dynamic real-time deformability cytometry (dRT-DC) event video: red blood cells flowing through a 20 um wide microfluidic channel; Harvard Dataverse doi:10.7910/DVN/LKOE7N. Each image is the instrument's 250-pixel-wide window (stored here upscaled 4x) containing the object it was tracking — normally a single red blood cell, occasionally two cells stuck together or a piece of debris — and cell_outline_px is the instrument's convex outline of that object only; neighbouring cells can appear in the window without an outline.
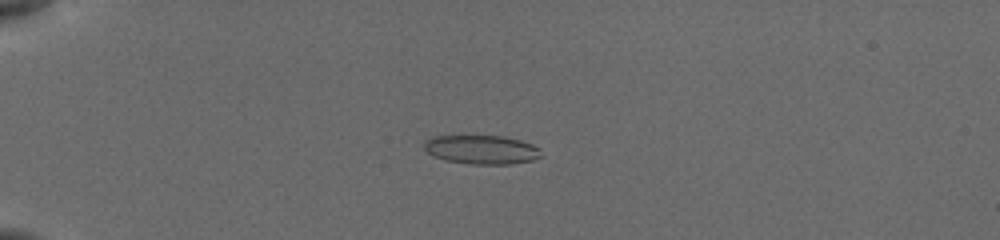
{"species": "common noctule bat (a hibernating species)", "species_latin": "Nyctalus noctula", "temperature_condition": "cold", "stored_images_in_passage": 20, "camera_frame_rate_fps": 3000, "um_per_image_px": 0.085, "animal": {"sex": "female", "body_mass_g": 19.5, "forearm_length_mm": 54.1}, "frame": {"image": 1, "passage_image": 10, "time_ms": 5.0, "image_size_px": [1000, 240], "cell_outline_px": [[544, 156], [532, 160], [512, 164], [468, 164], [444, 160], [428, 152], [424, 148], [424, 144], [432, 136], [504, 136], [520, 140], [532, 144], [540, 148]], "centroid_in_image_um": [41.0, 12.72], "position_along_channel_um": 44.0, "area_um2": 19.77}}
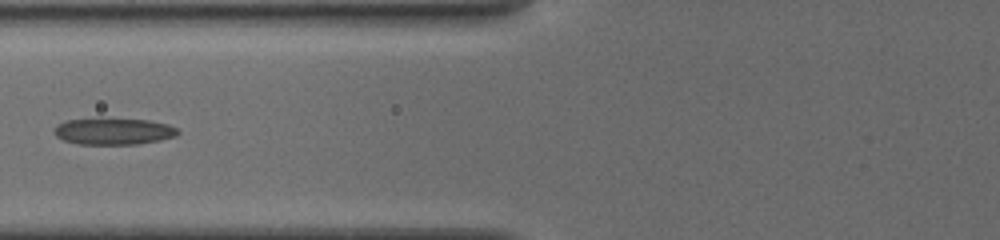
{"frame": {"image": 2, "passage_image": 16, "time_ms": 8.0, "image_size_px": [1000, 240], "cell_outline_px": [[180, 132], [176, 136], [160, 140], [140, 144], [76, 144], [64, 140], [56, 136], [52, 132], [64, 120], [100, 116], [148, 120], [168, 124], [176, 128]], "centroid_in_image_um": [9.63, 11.13], "position_along_channel_um": 116.2, "area_um2": 19.88}}
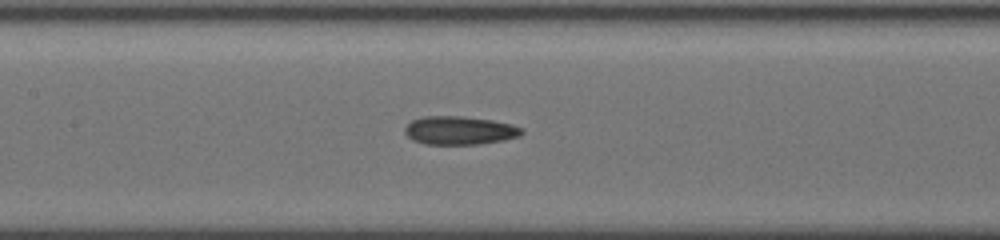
{"frame": {"image": 3, "passage_image": 19, "time_ms": 9.333, "image_size_px": [1000, 240], "cell_outline_px": [[524, 132], [520, 136], [504, 140], [480, 144], [424, 144], [412, 140], [404, 132], [404, 128], [412, 120], [424, 116], [460, 116], [492, 120], [512, 124], [524, 128]], "centroid_in_image_um": [39.08, 11.09], "position_along_channel_um": 168.3, "area_um2": 19.48}}